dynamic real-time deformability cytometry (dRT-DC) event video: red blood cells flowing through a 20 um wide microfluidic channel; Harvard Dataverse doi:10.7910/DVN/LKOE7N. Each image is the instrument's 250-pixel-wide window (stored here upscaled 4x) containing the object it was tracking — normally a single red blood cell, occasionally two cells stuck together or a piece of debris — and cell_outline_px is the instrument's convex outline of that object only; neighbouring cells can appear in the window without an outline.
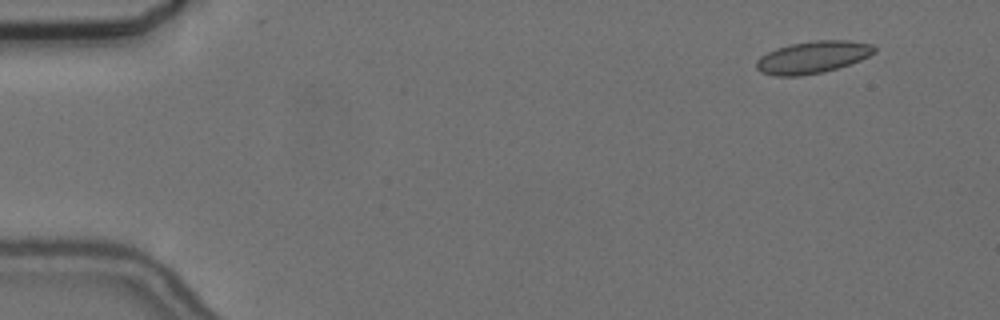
{"species": "common noctule bat (a hibernating species)", "species_latin": "Nyctalus noctula", "temperature_condition": "cold", "stored_images_in_passage": 53, "camera_frame_rate_fps": 3000, "um_per_image_px": 0.085, "animal": {"sex": "female", "body_mass_g": 24.6, "forearm_length_mm": 56.2}, "frame": {"image": 1, "passage_image": 1, "time_ms": 0.0, "image_size_px": [1000, 320], "cell_outline_px": [[876, 52], [860, 60], [824, 72], [800, 76], [776, 76], [760, 72], [756, 68], [756, 60], [760, 56], [776, 48], [788, 44], [816, 40], [848, 40], [872, 44], [876, 48]], "centroid_in_image_um": [69.05, 4.86], "position_along_channel_um": 15.9, "area_um2": 22.2}}
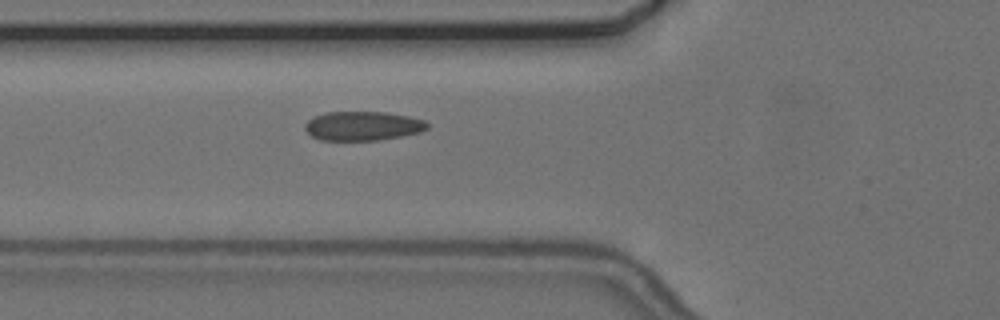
{"frame": {"image": 2, "passage_image": 17, "time_ms": 5.333, "image_size_px": [1000, 320], "cell_outline_px": [[428, 128], [420, 132], [380, 140], [320, 140], [312, 136], [304, 128], [304, 124], [312, 116], [328, 112], [388, 112], [408, 116], [424, 120], [428, 124]], "centroid_in_image_um": [30.82, 10.7], "position_along_channel_um": 95.0, "area_um2": 20.81}}
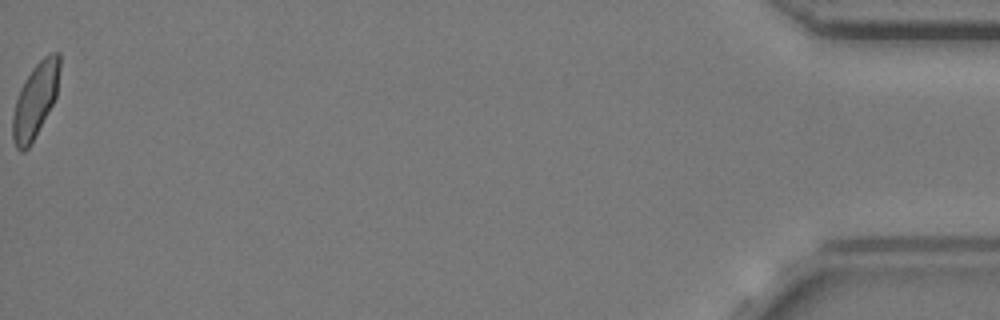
{"frame": {"image": 3, "passage_image": 53, "time_ms": 17.333, "image_size_px": [1000, 320], "cell_outline_px": [[60, 68], [56, 96], [52, 104], [28, 148], [24, 152], [20, 152], [16, 148], [12, 140], [12, 116], [16, 100], [20, 88], [24, 80], [32, 68], [44, 56], [52, 52], [60, 52]], "centroid_in_image_um": [2.98, 8.51], "position_along_channel_um": 432.2, "area_um2": 20.29}, "authors_computed_cell_mechanics": {"area_um2": 20.808, "velocity_mm_per_s": 3.6428, "shape_relaxation_time_tau1_ms": 4.9078, "shape_relaxation_time_tau2_ms": null, "deformation_change_tau1": 0.1171, "deformation_change_tau2": null}}